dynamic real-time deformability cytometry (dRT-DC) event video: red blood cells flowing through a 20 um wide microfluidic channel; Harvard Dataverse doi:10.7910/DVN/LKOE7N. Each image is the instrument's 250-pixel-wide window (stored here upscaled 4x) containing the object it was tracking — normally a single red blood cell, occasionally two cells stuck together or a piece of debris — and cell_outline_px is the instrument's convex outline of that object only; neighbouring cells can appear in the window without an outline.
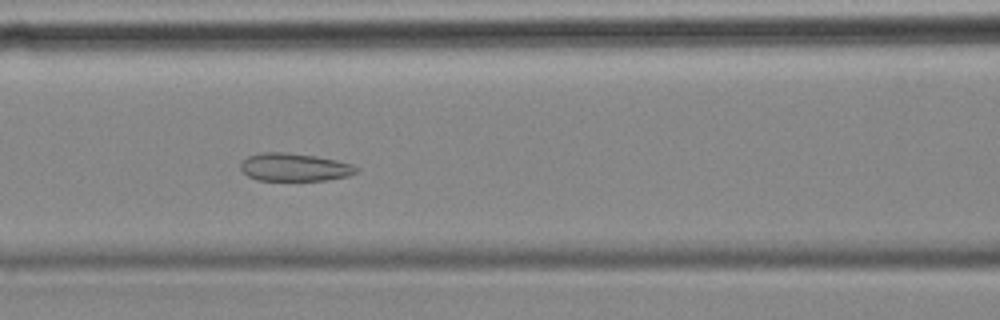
{"species": "common noctule bat (a hibernating species)", "species_latin": "Nyctalus noctula", "temperature_condition": "cold", "stored_images_in_passage": 57, "camera_frame_rate_fps": 3000, "um_per_image_px": 0.085, "animal": {"sex": "female", "body_mass_g": 18.4}, "frame": {"image": 1, "passage_image": 24, "time_ms": 7.667, "image_size_px": [1000, 320], "cell_outline_px": [[360, 168], [356, 172], [348, 176], [328, 180], [256, 180], [248, 176], [240, 168], [240, 164], [248, 156], [260, 152], [284, 152], [316, 156], [336, 160], [352, 164]], "centroid_in_image_um": [25.03, 14.21], "position_along_channel_um": 141.6, "area_um2": 18.84}}
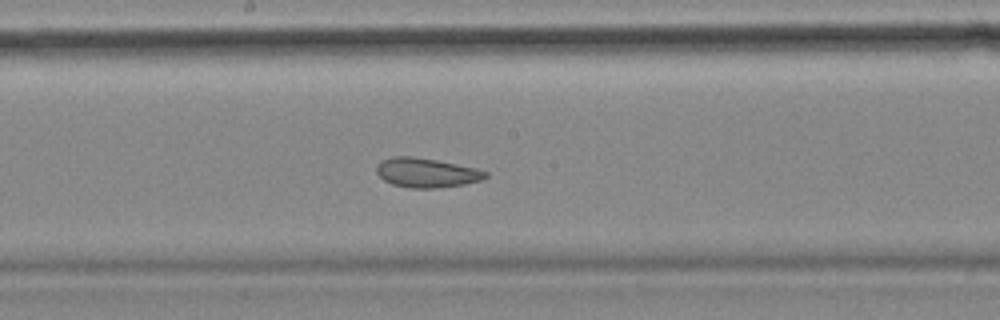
{"frame": {"image": 2, "passage_image": 30, "time_ms": 9.667, "image_size_px": [1000, 320], "cell_outline_px": [[488, 176], [484, 180], [464, 184], [436, 188], [412, 188], [392, 184], [384, 180], [376, 172], [376, 168], [384, 160], [392, 156], [412, 156], [436, 160], [476, 168], [488, 172]], "centroid_in_image_um": [36.29, 14.69], "position_along_channel_um": 211.9, "area_um2": 18.55}}
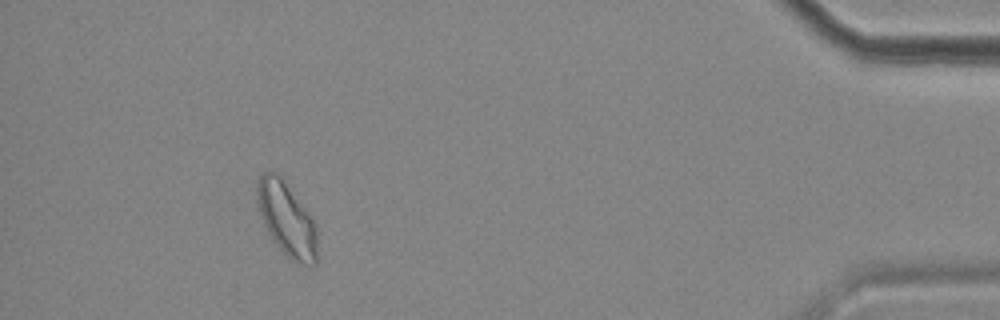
{"frame": {"image": 3, "passage_image": 52, "time_ms": 17.0, "image_size_px": [1000, 320], "cell_outline_px": [[316, 264], [304, 264], [292, 260], [272, 240], [264, 224], [260, 212], [256, 192], [256, 184], [260, 176], [264, 172], [280, 172], [308, 212], [316, 228]], "centroid_in_image_um": [24.35, 18.56], "position_along_channel_um": 410.9, "area_um2": 25.61}, "authors_computed_cell_mechanics": {"area_um2": 21.7906, "velocity_mm_per_s": 3.534, "shape_relaxation_time_tau1_ms": null, "shape_relaxation_time_tau2_ms": 1.7358, "deformation_change_tau1": null, "deformation_change_tau2": 0.0843}}